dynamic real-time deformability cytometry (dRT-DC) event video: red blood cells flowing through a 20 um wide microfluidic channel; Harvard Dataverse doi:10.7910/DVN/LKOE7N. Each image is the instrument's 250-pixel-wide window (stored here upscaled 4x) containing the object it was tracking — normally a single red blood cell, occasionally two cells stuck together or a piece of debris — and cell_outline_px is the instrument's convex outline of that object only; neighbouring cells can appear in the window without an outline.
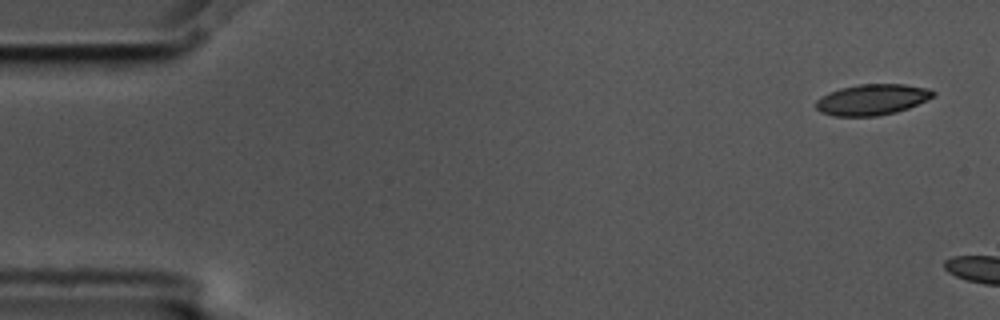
{"species": "common noctule bat (a hibernating species)", "species_latin": "Nyctalus noctula", "temperature_condition": "cold", "stored_images_in_passage": 3, "camera_frame_rate_fps": 3000, "um_per_image_px": 0.085, "animal": {"sex": "male", "body_mass_g": 17.5, "forearm_length_mm": 52.3}, "frame": {"image": 1, "passage_image": 1, "time_ms": 0.0, "image_size_px": [1000, 320], "cell_outline_px": [[936, 96], [908, 108], [896, 112], [876, 116], [832, 116], [820, 112], [816, 108], [816, 100], [820, 96], [828, 92], [840, 88], [860, 84], [904, 84], [928, 88], [936, 92]], "centroid_in_image_um": [74.12, 8.46], "position_along_channel_um": 10.9, "area_um2": 21.27}}